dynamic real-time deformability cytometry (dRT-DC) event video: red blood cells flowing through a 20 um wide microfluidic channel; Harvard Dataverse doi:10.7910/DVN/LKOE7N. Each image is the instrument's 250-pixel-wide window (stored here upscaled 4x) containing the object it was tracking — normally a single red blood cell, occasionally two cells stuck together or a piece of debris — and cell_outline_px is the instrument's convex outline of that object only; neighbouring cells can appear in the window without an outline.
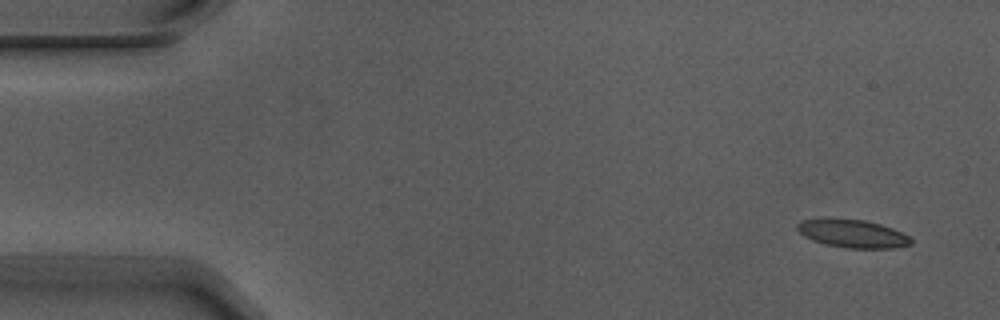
{"species": "Egyptian fruit bat (a non-hibernating species)", "species_latin": "Rousettus aegyptiacus", "temperature_condition": "warm", "stored_images_in_passage": 8, "camera_frame_rate_fps": 3000, "um_per_image_px": 0.085, "animal": {"sex": "male"}, "frame": {"image": 1, "passage_image": 1, "time_ms": 0.0, "image_size_px": [1000, 320], "cell_outline_px": [[912, 244], [896, 248], [844, 248], [824, 244], [812, 240], [804, 236], [796, 228], [796, 224], [800, 220], [864, 220], [880, 224], [892, 228], [908, 236], [912, 240]], "centroid_in_image_um": [72.49, 19.89], "position_along_channel_um": 12.5, "area_um2": 18.21}}
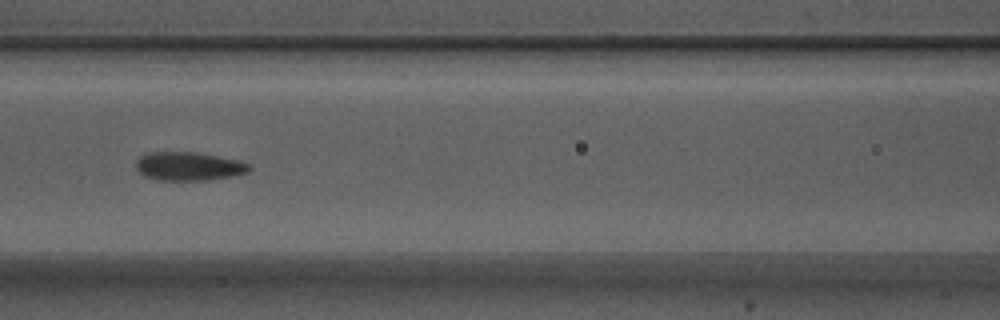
{"frame": {"image": 2, "passage_image": 6, "time_ms": 1.667, "image_size_px": [1000, 320], "cell_outline_px": [[252, 168], [248, 172], [212, 180], [156, 180], [144, 176], [136, 168], [136, 160], [140, 156], [152, 152], [192, 152], [240, 160], [248, 164]], "centroid_in_image_um": [16.03, 14.14], "position_along_channel_um": 150.6, "area_um2": 18.79}}
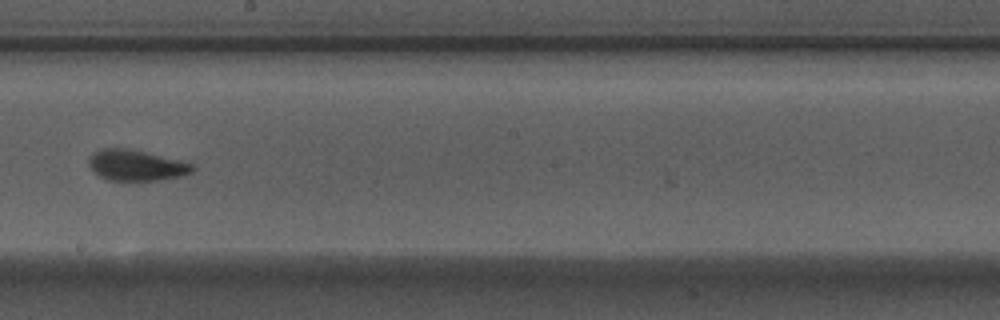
{"frame": {"image": 3, "passage_image": 8, "time_ms": 2.333, "image_size_px": [1000, 320], "cell_outline_px": [[196, 168], [192, 172], [180, 176], [156, 180], [104, 180], [88, 164], [88, 156], [92, 152], [104, 148], [128, 148], [196, 164]], "centroid_in_image_um": [11.57, 14.04], "position_along_channel_um": 236.6, "area_um2": 18.61}}